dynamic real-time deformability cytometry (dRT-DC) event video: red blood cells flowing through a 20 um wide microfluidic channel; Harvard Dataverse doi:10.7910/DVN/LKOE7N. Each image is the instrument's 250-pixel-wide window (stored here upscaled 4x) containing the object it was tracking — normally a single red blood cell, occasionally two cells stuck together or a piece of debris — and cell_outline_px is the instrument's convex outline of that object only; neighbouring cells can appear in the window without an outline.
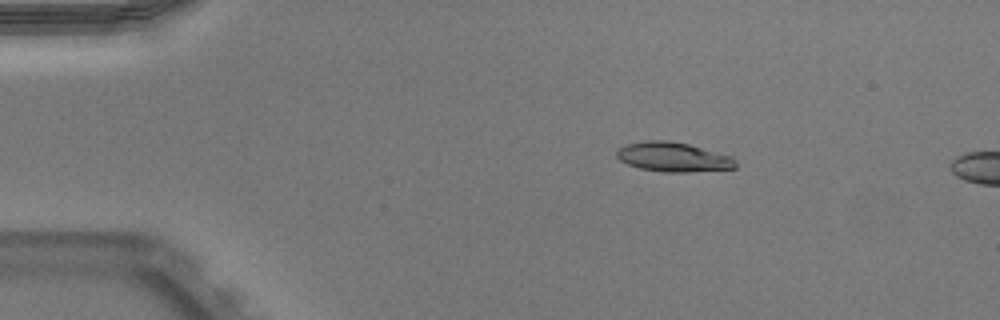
{"species": "Egyptian fruit bat (a non-hibernating species)", "species_latin": "Rousettus aegyptiacus", "temperature_condition": "warm", "stored_images_in_passage": 9, "camera_frame_rate_fps": 3000, "um_per_image_px": 0.085, "animal": {"sex": "male"}, "frame": {"image": 1, "passage_image": 6, "time_ms": 1.667, "image_size_px": [1000, 320], "cell_outline_px": [[736, 168], [688, 172], [664, 172], [640, 168], [628, 164], [620, 160], [616, 156], [616, 152], [624, 144], [644, 140], [668, 140], [688, 144], [732, 156], [736, 160]], "centroid_in_image_um": [57.21, 13.34], "position_along_channel_um": 27.8, "area_um2": 20.46}}